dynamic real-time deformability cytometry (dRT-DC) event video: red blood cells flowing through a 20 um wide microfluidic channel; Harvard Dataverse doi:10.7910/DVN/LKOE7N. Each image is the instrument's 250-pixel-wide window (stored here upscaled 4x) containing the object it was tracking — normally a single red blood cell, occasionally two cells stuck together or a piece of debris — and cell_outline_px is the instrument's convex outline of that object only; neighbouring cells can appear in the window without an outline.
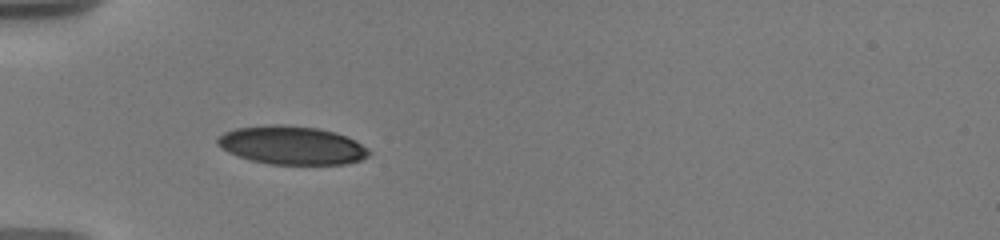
{"species": "human", "species_latin": "Homo sapiens", "temperature_condition": "warm", "stored_images_in_passage": 33, "camera_frame_rate_fps": 3000, "um_per_image_px": 0.085, "donor": {"sex": "male"}, "frame": {"image": 1, "passage_image": 1, "time_ms": 0.0, "image_size_px": [1000, 240], "cell_outline_px": [[372, 152], [368, 156], [360, 160], [348, 164], [268, 164], [252, 160], [228, 152], [220, 148], [216, 144], [216, 136], [224, 132], [236, 128], [276, 124], [284, 124], [316, 128], [336, 132], [368, 148]], "centroid_in_image_um": [24.77, 12.35], "position_along_channel_um": 60.2, "area_um2": 33.87}}
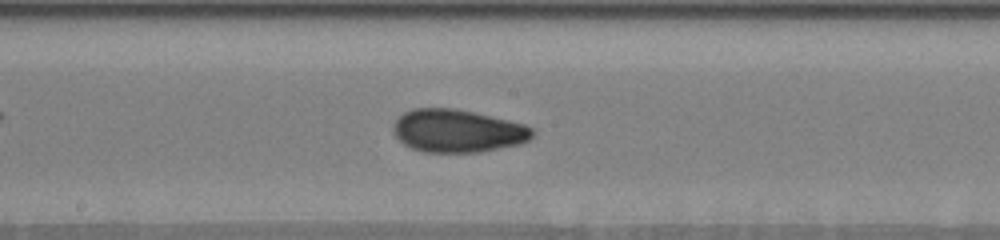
{"frame": {"image": 2, "passage_image": 13, "time_ms": 4.333, "image_size_px": [1000, 240], "cell_outline_px": [[536, 132], [528, 140], [520, 144], [480, 152], [428, 152], [412, 148], [404, 144], [392, 132], [392, 124], [404, 112], [412, 108], [456, 108], [476, 112], [524, 124], [532, 128]], "centroid_in_image_um": [38.89, 11.11], "position_along_channel_um": 209.3, "area_um2": 34.91}}
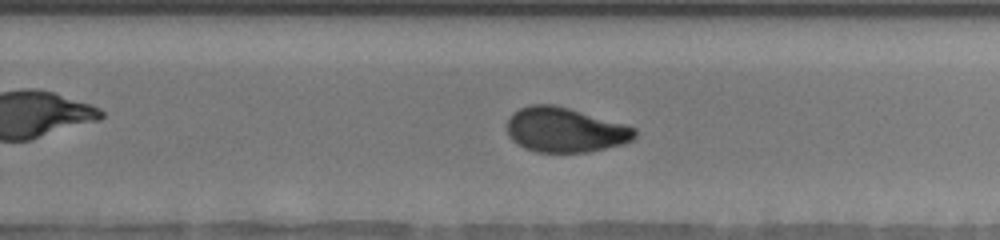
{"frame": {"image": 3, "passage_image": 18, "time_ms": 6.333, "image_size_px": [1000, 240], "cell_outline_px": [[636, 136], [632, 140], [624, 144], [588, 152], [536, 152], [524, 148], [516, 144], [508, 136], [508, 120], [512, 112], [528, 104], [556, 104], [624, 124], [636, 128]], "centroid_in_image_um": [48.01, 11.04], "position_along_channel_um": 281.8, "area_um2": 33.52}, "authors_computed_cell_mechanics": {"area_um2": 33.524, "velocity_mm_per_s": 3.6389, "shape_relaxation_time_tau1_ms": 6.2165, "shape_relaxation_time_tau2_ms": 1.3209, "deformation_change_tau1": 0.1823, "deformation_change_tau2": 0.0582}}